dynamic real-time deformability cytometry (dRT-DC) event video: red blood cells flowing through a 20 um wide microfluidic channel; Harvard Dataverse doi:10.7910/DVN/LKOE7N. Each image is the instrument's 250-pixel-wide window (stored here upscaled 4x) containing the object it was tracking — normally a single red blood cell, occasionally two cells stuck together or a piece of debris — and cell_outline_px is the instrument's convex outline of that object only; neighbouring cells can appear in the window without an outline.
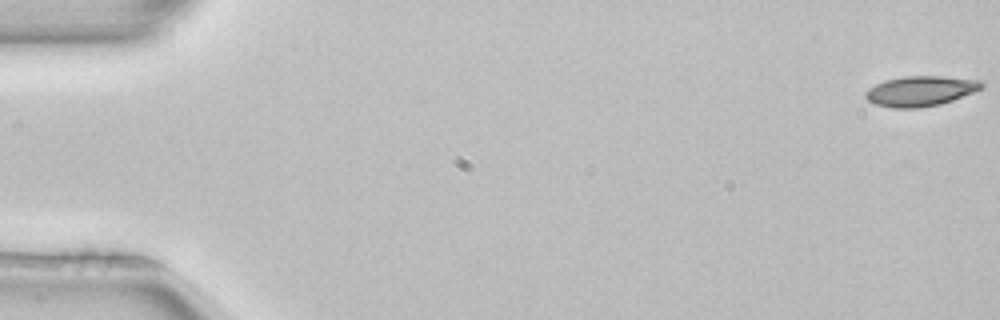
{"species": "common noctule bat (a hibernating species)", "species_latin": "Nyctalus noctula", "temperature_condition": "room temperature", "stored_images_in_passage": 34, "camera_frame_rate_fps": 3000, "um_per_image_px": 0.085, "animal": {"sex": "female", "body_mass_g": 22.7, "forearm_length_mm": 54.2}, "frame": {"image": 1, "passage_image": 1, "time_ms": 0.0, "image_size_px": [1000, 320], "cell_outline_px": [[984, 88], [952, 100], [940, 104], [920, 108], [892, 108], [872, 104], [864, 96], [864, 92], [868, 88], [876, 84], [888, 80], [904, 76], [940, 76], [980, 80], [984, 84]], "centroid_in_image_um": [78.22, 7.75], "position_along_channel_um": 6.8, "area_um2": 20.46}}
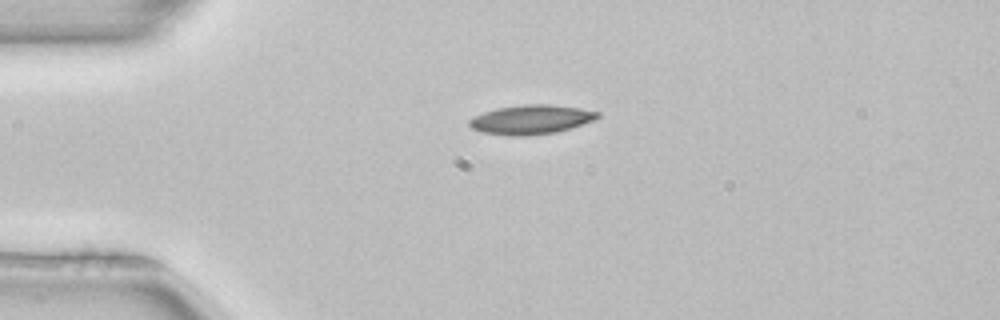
{"frame": {"image": 2, "passage_image": 13, "time_ms": 4.0, "image_size_px": [1000, 320], "cell_outline_px": [[600, 116], [596, 120], [572, 128], [556, 132], [524, 136], [508, 136], [480, 132], [472, 128], [468, 124], [468, 120], [472, 116], [496, 108], [524, 104], [548, 104], [580, 108], [600, 112]], "centroid_in_image_um": [45.14, 10.16], "position_along_channel_um": 39.9, "area_um2": 22.2}}